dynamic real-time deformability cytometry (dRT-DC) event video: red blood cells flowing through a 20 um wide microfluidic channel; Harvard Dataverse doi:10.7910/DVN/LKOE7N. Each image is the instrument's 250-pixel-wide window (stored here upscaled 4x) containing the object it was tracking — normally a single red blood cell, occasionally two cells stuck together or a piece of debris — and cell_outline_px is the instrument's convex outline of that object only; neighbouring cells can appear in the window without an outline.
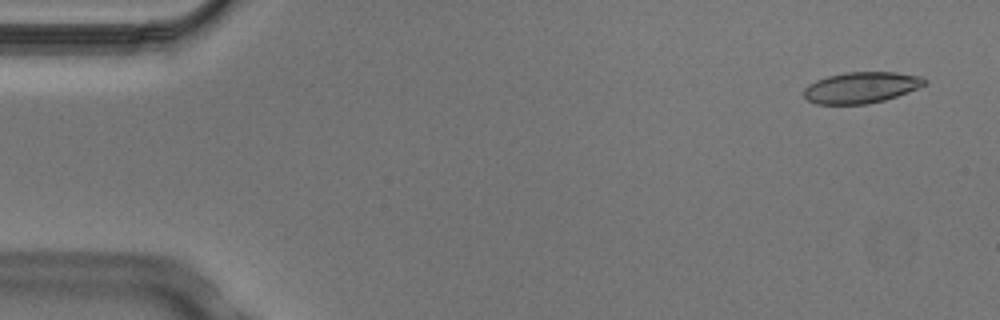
{"species": "Egyptian fruit bat (a non-hibernating species)", "species_latin": "Rousettus aegyptiacus", "temperature_condition": "cold", "stored_images_in_passage": 5, "camera_frame_rate_fps": 3000, "um_per_image_px": 0.085, "animal": {"sex": "male"}, "frame": {"image": 1, "passage_image": 1, "time_ms": 0.0, "image_size_px": [1000, 320], "cell_outline_px": [[928, 84], [908, 92], [884, 100], [868, 104], [816, 104], [808, 100], [804, 96], [804, 88], [808, 84], [816, 80], [828, 76], [844, 72], [896, 72], [920, 76], [928, 80]], "centroid_in_image_um": [73.21, 7.43], "position_along_channel_um": 11.8, "area_um2": 22.02}}
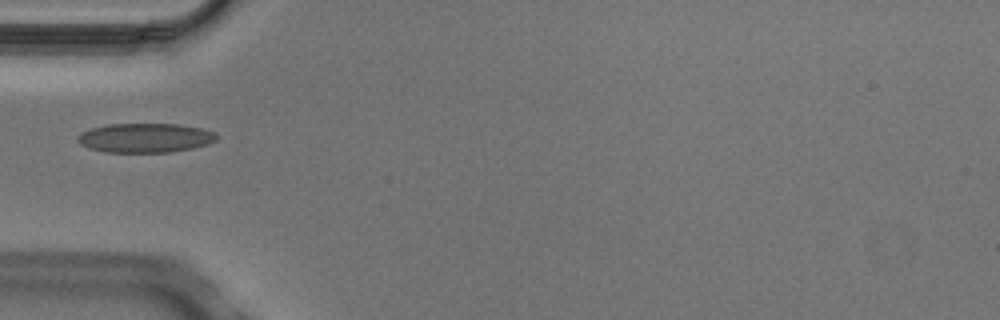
{"frame": {"image": 2, "passage_image": 5, "time_ms": 1.333, "image_size_px": [1000, 320], "cell_outline_px": [[216, 140], [208, 144], [192, 148], [172, 152], [104, 152], [88, 148], [80, 144], [76, 140], [76, 136], [80, 132], [92, 128], [108, 124], [180, 124], [200, 128], [216, 132]], "centroid_in_image_um": [12.31, 11.72], "position_along_channel_um": 72.7, "area_um2": 23.87}}